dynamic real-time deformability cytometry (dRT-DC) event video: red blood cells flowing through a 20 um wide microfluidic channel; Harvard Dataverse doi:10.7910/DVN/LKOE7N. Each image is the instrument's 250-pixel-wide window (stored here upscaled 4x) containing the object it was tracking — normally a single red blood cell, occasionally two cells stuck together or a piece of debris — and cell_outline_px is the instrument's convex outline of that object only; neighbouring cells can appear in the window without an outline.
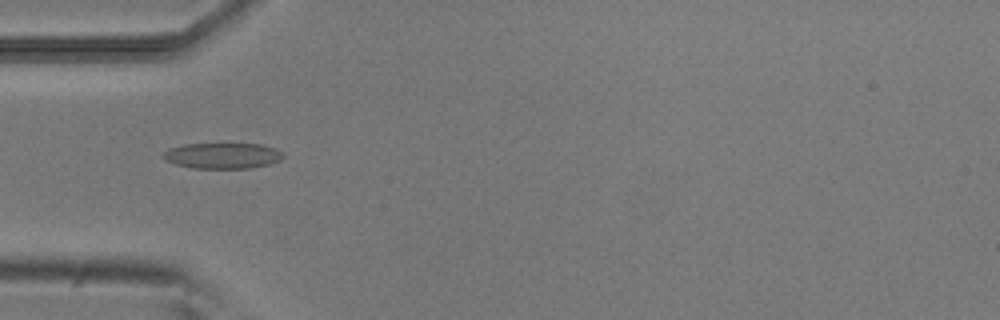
{"species": "common noctule bat (a hibernating species)", "species_latin": "Nyctalus noctula", "temperature_condition": "room temperature", "stored_images_in_passage": 40, "camera_frame_rate_fps": 3000, "um_per_image_px": 0.085, "animal": {"sex": "male", "body_mass_g": 20.5, "forearm_length_mm": 52.5}, "frame": {"image": 1, "passage_image": 16, "time_ms": 5.0, "image_size_px": [1000, 320], "cell_outline_px": [[284, 156], [280, 160], [268, 164], [252, 168], [192, 168], [176, 164], [164, 160], [160, 156], [160, 152], [168, 148], [184, 144], [260, 144], [276, 148]], "centroid_in_image_um": [18.84, 13.23], "position_along_channel_um": 66.2, "area_um2": 18.15}}
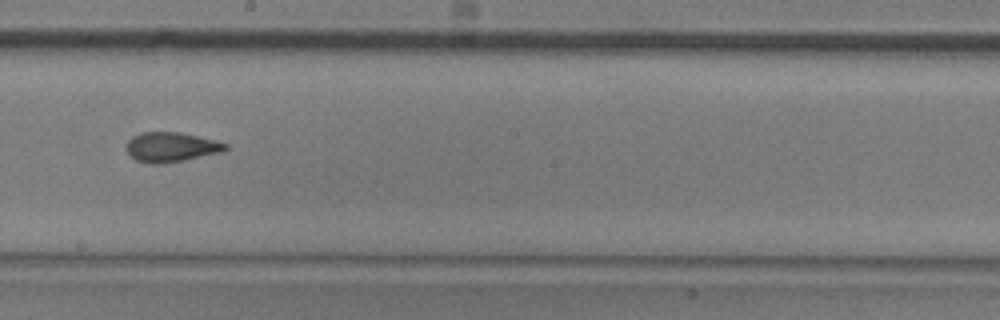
{"frame": {"image": 2, "passage_image": 29, "time_ms": 9.333, "image_size_px": [1000, 320], "cell_outline_px": [[228, 148], [224, 152], [184, 160], [160, 164], [148, 164], [136, 160], [128, 152], [128, 140], [132, 136], [140, 132], [180, 132], [228, 144]], "centroid_in_image_um": [14.55, 12.51], "position_along_channel_um": 233.6, "area_um2": 17.05}}
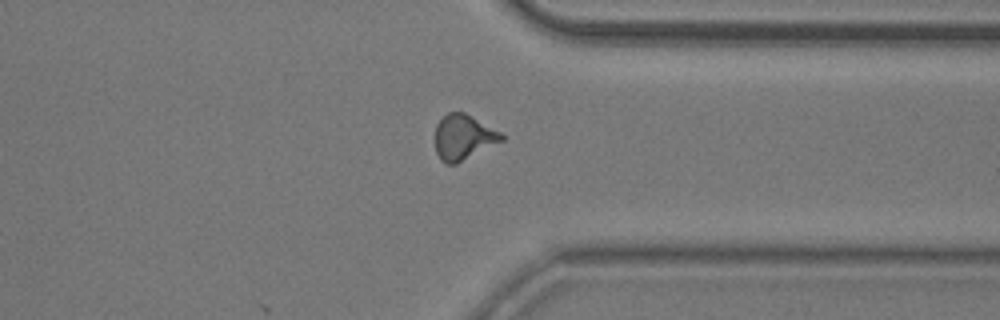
{"frame": {"image": 3, "passage_image": 40, "time_ms": 13.0, "image_size_px": [1000, 320], "cell_outline_px": [[504, 140], [456, 164], [448, 164], [440, 160], [436, 152], [436, 124], [448, 112], [464, 112], [500, 132], [504, 136]], "centroid_in_image_um": [39.38, 11.67], "position_along_channel_um": 372.0, "area_um2": 17.28}, "authors_computed_cell_mechanics": {"area_um2": 17.4556, "velocity_mm_per_s": 3.8421, "shape_relaxation_time_tau1_ms": 7.1678, "shape_relaxation_time_tau2_ms": 1.6335, "deformation_change_tau1": 0.1939, "deformation_change_tau2": 0.0796}}